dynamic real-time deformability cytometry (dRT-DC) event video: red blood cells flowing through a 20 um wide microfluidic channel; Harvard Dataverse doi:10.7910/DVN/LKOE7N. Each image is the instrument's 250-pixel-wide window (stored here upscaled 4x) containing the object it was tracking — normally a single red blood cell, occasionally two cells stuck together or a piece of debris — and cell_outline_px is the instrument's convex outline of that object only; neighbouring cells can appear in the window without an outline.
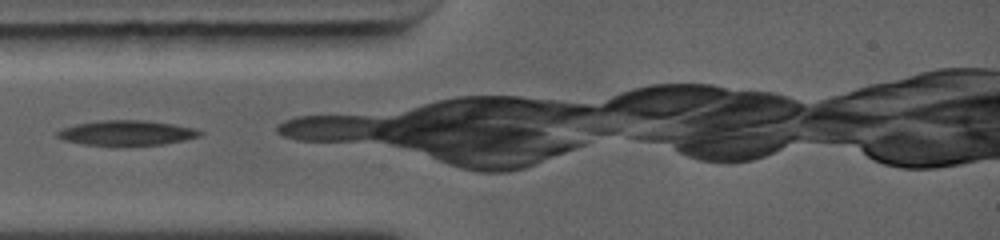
{"species": "common noctule bat (a hibernating species)", "species_latin": "Nyctalus noctula", "temperature_condition": "warm", "stored_images_in_passage": 13, "camera_frame_rate_fps": 5000, "um_per_image_px": 0.085, "animal": {"sex": "female", "body_mass_g": 19.0, "forearm_length_mm": 56.7}, "frame": {"image": 1, "passage_image": 1, "time_ms": 0.0, "image_size_px": [1000, 240], "cell_outline_px": [[204, 132], [200, 136], [184, 140], [164, 144], [116, 148], [84, 144], [64, 140], [56, 136], [56, 132], [60, 128], [76, 124], [100, 120], [144, 120], [172, 124], [196, 128]], "centroid_in_image_um": [10.74, 11.33], "position_along_channel_um": 74.3, "area_um2": 21.56}}